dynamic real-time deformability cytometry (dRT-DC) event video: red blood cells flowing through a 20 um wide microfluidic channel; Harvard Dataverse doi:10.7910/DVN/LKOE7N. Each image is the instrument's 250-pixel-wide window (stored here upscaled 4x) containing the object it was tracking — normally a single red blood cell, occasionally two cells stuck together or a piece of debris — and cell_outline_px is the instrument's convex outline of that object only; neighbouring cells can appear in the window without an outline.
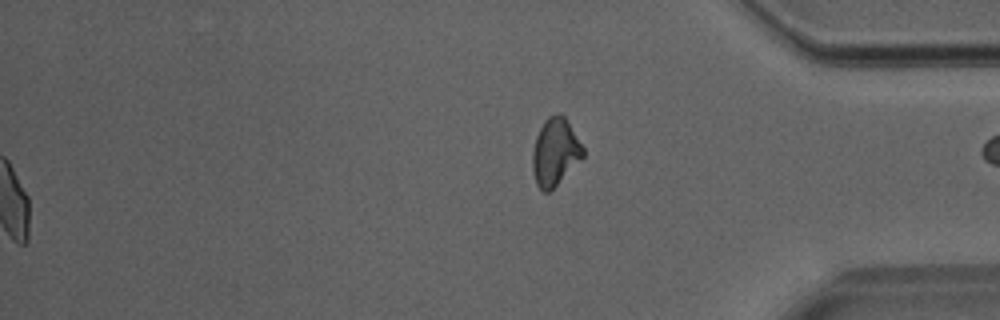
{"species": "Egyptian fruit bat (a non-hibernating species)", "species_latin": "Rousettus aegyptiacus", "temperature_condition": "room temperature", "stored_images_in_passage": 44, "segment_of_instrument_passage": [2, 2], "camera_frame_rate_fps": 3000, "um_per_image_px": 0.085, "animal": {"sex": "male"}, "frame": {"image": 1, "passage_image": 44, "time_ms": 14.333, "image_size_px": [1000, 320], "cell_outline_px": [[584, 156], [548, 192], [544, 192], [536, 184], [532, 172], [532, 152], [536, 136], [544, 120], [548, 116], [560, 112], [564, 116], [584, 148]], "centroid_in_image_um": [47.16, 12.89], "position_along_channel_um": 388.0, "area_um2": 19.59}}